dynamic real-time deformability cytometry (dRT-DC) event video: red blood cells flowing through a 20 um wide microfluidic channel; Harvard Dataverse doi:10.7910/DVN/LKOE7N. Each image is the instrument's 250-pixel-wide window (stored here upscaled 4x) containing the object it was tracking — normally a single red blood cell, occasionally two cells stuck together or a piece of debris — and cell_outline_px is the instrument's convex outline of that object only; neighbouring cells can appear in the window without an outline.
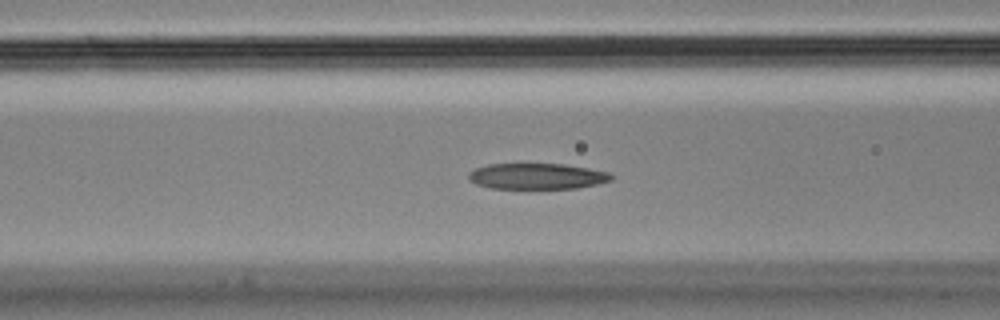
{"species": "Egyptian fruit bat (a non-hibernating species)", "species_latin": "Rousettus aegyptiacus", "temperature_condition": "cold", "stored_images_in_passage": 44, "camera_frame_rate_fps": 3000, "um_per_image_px": 0.085, "animal": {"sex": "male"}, "frame": {"image": 1, "passage_image": 14, "time_ms": 4.333, "image_size_px": [1000, 320], "cell_outline_px": [[612, 180], [596, 184], [576, 188], [488, 188], [476, 184], [468, 180], [468, 172], [476, 168], [488, 164], [564, 164], [588, 168], [608, 172], [612, 176]], "centroid_in_image_um": [45.6, 14.98], "position_along_channel_um": 121.0, "area_um2": 21.44}}
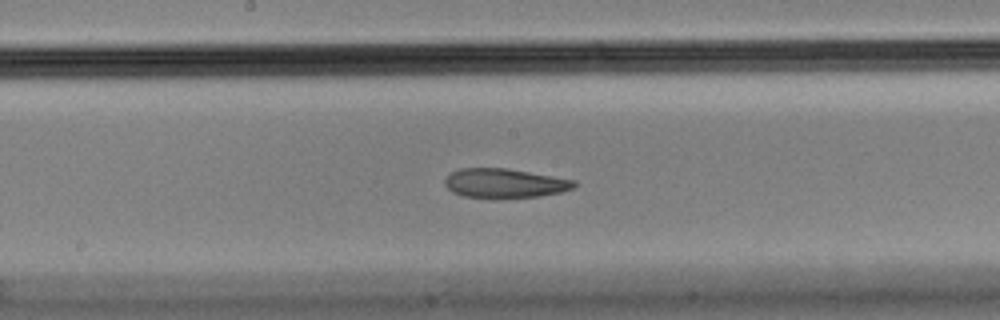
{"frame": {"image": 2, "passage_image": 21, "time_ms": 6.667, "image_size_px": [1000, 320], "cell_outline_px": [[576, 188], [560, 192], [540, 196], [464, 196], [452, 192], [444, 184], [444, 180], [452, 172], [460, 168], [508, 168], [576, 180]], "centroid_in_image_um": [42.93, 15.54], "position_along_channel_um": 205.3, "area_um2": 21.56}}
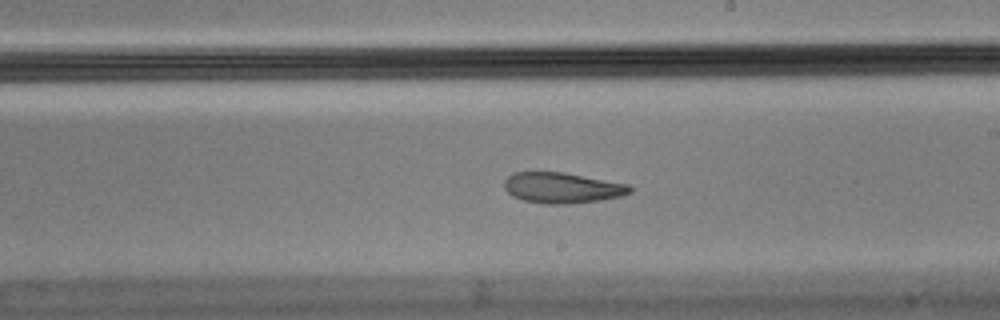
{"frame": {"image": 3, "passage_image": 24, "time_ms": 7.667, "image_size_px": [1000, 320], "cell_outline_px": [[632, 192], [620, 196], [600, 200], [568, 204], [548, 204], [524, 200], [512, 196], [504, 188], [504, 180], [508, 176], [516, 172], [564, 172], [628, 184], [632, 188]], "centroid_in_image_um": [47.78, 15.96], "position_along_channel_um": 241.2, "area_um2": 22.37}, "authors_computed_cell_mechanics": {"area_um2": 23.3801, "velocity_mm_per_s": 3.6153, "shape_relaxation_time_tau1_ms": null, "shape_relaxation_time_tau2_ms": 4.9683, "deformation_change_tau1": null, "deformation_change_tau2": 0.1145}}